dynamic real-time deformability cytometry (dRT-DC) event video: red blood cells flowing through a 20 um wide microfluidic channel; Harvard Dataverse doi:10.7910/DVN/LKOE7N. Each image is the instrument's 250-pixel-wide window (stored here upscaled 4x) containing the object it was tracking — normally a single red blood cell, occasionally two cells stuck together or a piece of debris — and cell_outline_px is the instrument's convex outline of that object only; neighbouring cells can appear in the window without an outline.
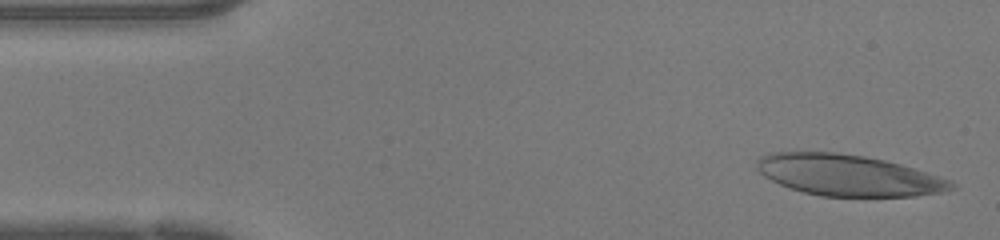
{"species": "human", "species_latin": "Homo sapiens", "temperature_condition": "warm", "stored_images_in_passage": 45, "camera_frame_rate_fps": 3000, "um_per_image_px": 0.085, "donor": {"sex": "female"}, "frame": {"image": 1, "passage_image": 1, "time_ms": 0.0, "image_size_px": [1000, 240], "cell_outline_px": [[956, 188], [940, 192], [916, 196], [820, 196], [804, 192], [780, 184], [764, 176], [756, 168], [756, 160], [760, 156], [768, 152], [836, 152], [864, 156], [884, 160], [900, 164], [952, 180], [956, 184]], "centroid_in_image_um": [72.09, 14.89], "position_along_channel_um": 12.9, "area_um2": 46.59}}
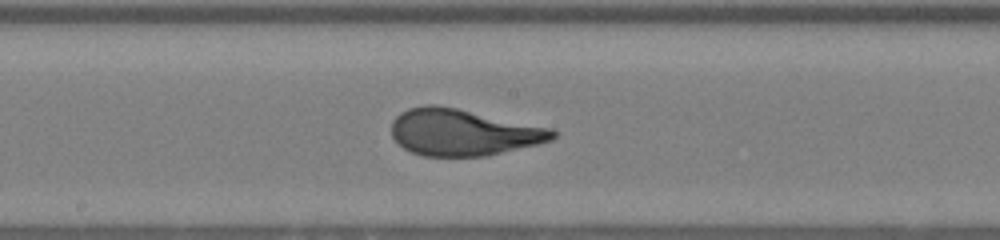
{"frame": {"image": 2, "passage_image": 22, "time_ms": 7.0, "image_size_px": [1000, 240], "cell_outline_px": [[556, 136], [552, 140], [536, 144], [484, 156], [424, 156], [412, 152], [404, 148], [392, 136], [392, 120], [400, 112], [408, 108], [424, 104], [436, 104], [456, 108], [552, 128], [556, 132]], "centroid_in_image_um": [39.33, 11.23], "position_along_channel_um": 208.9, "area_um2": 43.47}}
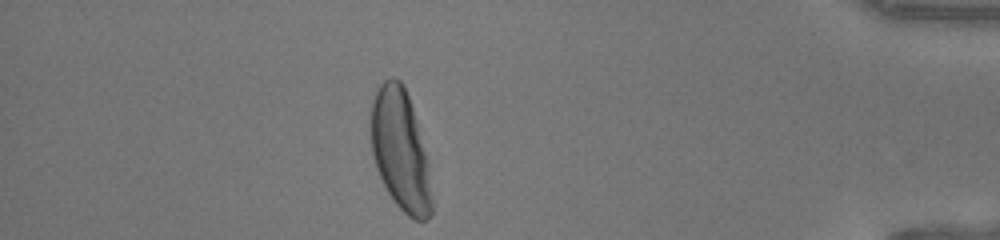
{"frame": {"image": 3, "passage_image": 39, "time_ms": 12.667, "image_size_px": [1000, 240], "cell_outline_px": [[432, 212], [428, 220], [412, 220], [392, 200], [376, 168], [372, 156], [368, 120], [372, 100], [380, 84], [384, 80], [392, 76], [400, 80], [404, 84], [416, 120], [428, 160], [432, 200]], "centroid_in_image_um": [34.0, 12.75], "position_along_channel_um": 401.2, "area_um2": 43.52}, "authors_computed_cell_mechanics": {"area_um2": 45.1996, "velocity_mm_per_s": 4.2548, "shape_relaxation_time_tau1_ms": 3.9788, "shape_relaxation_time_tau2_ms": null, "deformation_change_tau1": 0.2146, "deformation_change_tau2": null}}